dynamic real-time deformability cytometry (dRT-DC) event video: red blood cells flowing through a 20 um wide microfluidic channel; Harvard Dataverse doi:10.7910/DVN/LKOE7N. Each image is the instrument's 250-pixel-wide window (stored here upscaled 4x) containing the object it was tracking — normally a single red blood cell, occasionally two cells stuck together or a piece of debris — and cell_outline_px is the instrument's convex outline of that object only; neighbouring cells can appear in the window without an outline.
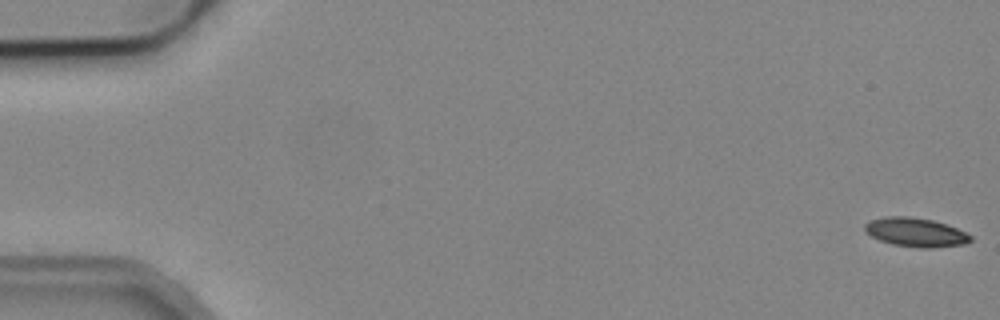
{"species": "common noctule bat (a hibernating species)", "species_latin": "Nyctalus noctula", "temperature_condition": "cold", "stored_images_in_passage": 7, "camera_frame_rate_fps": 3000, "um_per_image_px": 0.085, "animal": {"sex": "male", "body_mass_g": 19.2, "forearm_length_mm": 51.8}, "frame": {"image": 1, "passage_image": 1, "time_ms": 0.0, "image_size_px": [1000, 320], "cell_outline_px": [[972, 240], [964, 244], [928, 248], [920, 248], [892, 244], [880, 240], [872, 236], [864, 228], [864, 224], [868, 220], [884, 216], [908, 216], [932, 220], [956, 228], [972, 236]], "centroid_in_image_um": [77.8, 19.73], "position_along_channel_um": 7.2, "area_um2": 17.69}}
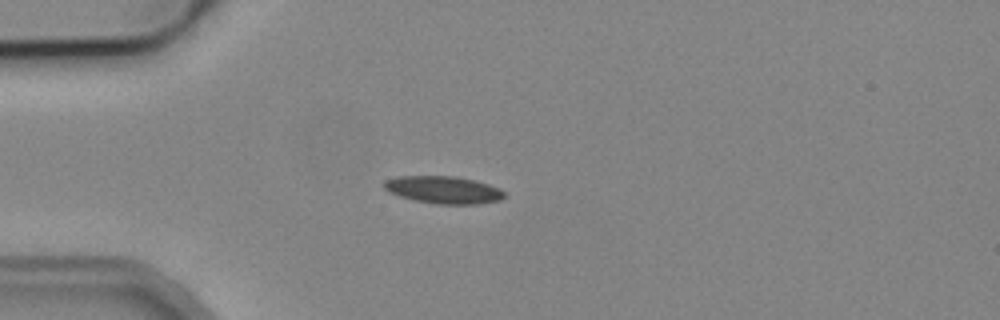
{"frame": {"image": 2, "passage_image": 4, "time_ms": 4.667, "image_size_px": [1000, 320], "cell_outline_px": [[504, 196], [500, 200], [476, 204], [436, 204], [416, 200], [400, 196], [388, 192], [384, 188], [384, 180], [396, 176], [452, 176], [472, 180], [488, 184], [500, 188], [504, 192]], "centroid_in_image_um": [37.66, 16.13], "position_along_channel_um": 47.3, "area_um2": 19.07}}